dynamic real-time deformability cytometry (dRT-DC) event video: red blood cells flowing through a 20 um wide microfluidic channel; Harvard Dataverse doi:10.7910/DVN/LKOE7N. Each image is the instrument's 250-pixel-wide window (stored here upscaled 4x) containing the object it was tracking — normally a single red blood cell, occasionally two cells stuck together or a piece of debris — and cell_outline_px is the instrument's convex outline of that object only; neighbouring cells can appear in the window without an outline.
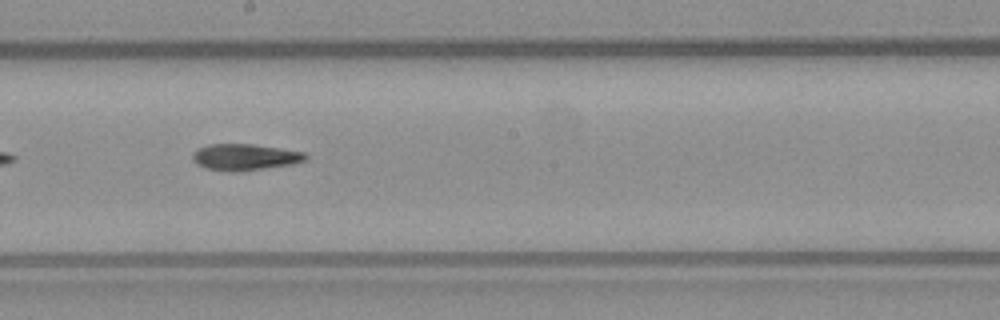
{"species": "common noctule bat (a hibernating species)", "species_latin": "Nyctalus noctula", "temperature_condition": "warm", "stored_images_in_passage": 21, "camera_frame_rate_fps": 3000, "um_per_image_px": 0.085, "animal": {"sex": "male", "body_mass_g": 23.1, "forearm_length_mm": 52.7}, "frame": {"image": 1, "passage_image": 12, "time_ms": 3.667, "image_size_px": [1000, 320], "cell_outline_px": [[308, 156], [304, 160], [292, 164], [244, 172], [228, 172], [208, 168], [196, 164], [192, 160], [192, 152], [208, 144], [252, 144], [280, 148], [304, 152]], "centroid_in_image_um": [20.79, 13.36], "position_along_channel_um": 227.4, "area_um2": 17.51}}
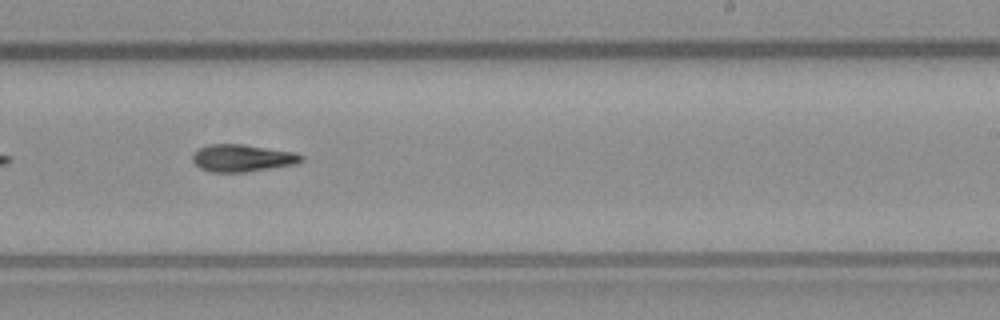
{"frame": {"image": 2, "passage_image": 15, "time_ms": 4.667, "image_size_px": [1000, 320], "cell_outline_px": [[304, 160], [296, 164], [244, 172], [212, 172], [200, 168], [192, 160], [192, 152], [196, 148], [208, 144], [244, 144], [296, 152], [304, 156]], "centroid_in_image_um": [20.58, 13.42], "position_along_channel_um": 268.4, "area_um2": 17.51}}
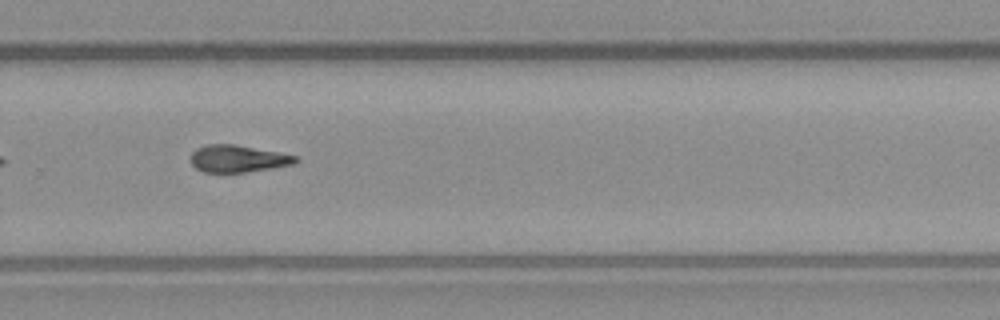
{"frame": {"image": 3, "passage_image": 18, "time_ms": 5.667, "image_size_px": [1000, 320], "cell_outline_px": [[300, 160], [296, 164], [272, 168], [244, 172], [204, 172], [196, 168], [192, 164], [192, 152], [196, 148], [208, 144], [232, 144], [280, 152], [300, 156]], "centroid_in_image_um": [20.29, 13.48], "position_along_channel_um": 309.5, "area_um2": 16.65}}